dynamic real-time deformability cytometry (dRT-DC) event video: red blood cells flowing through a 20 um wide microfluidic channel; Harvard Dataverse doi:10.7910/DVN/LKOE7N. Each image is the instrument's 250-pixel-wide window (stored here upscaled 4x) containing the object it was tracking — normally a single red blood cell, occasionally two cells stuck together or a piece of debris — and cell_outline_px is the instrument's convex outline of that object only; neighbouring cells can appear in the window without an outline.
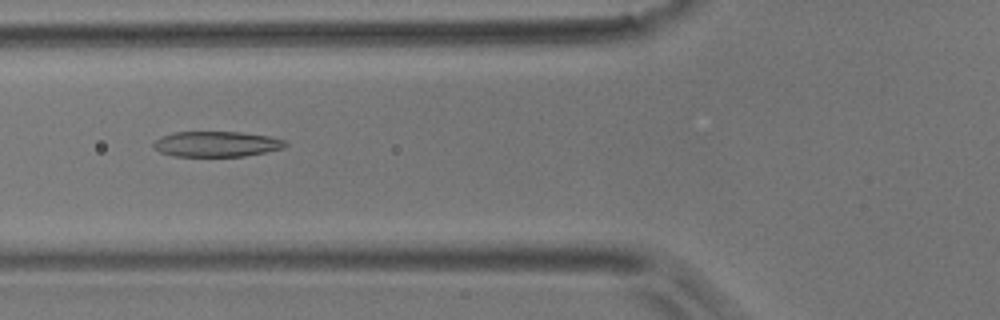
{"species": "common noctule bat (a hibernating species)", "species_latin": "Nyctalus noctula", "temperature_condition": "room temperature", "stored_images_in_passage": 48, "camera_frame_rate_fps": 3000, "um_per_image_px": 0.085, "animal": {"sex": "male", "body_mass_g": 17.9}, "frame": {"image": 1, "passage_image": 15, "time_ms": 4.667, "image_size_px": [1000, 320], "cell_outline_px": [[288, 144], [284, 148], [244, 156], [172, 156], [160, 152], [152, 148], [152, 144], [160, 136], [172, 132], [240, 132], [268, 136], [284, 140]], "centroid_in_image_um": [18.35, 12.24], "position_along_channel_um": 107.4, "area_um2": 19.59}}
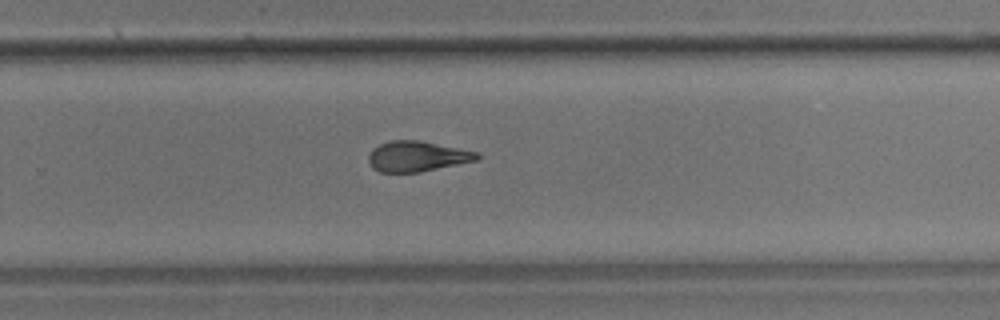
{"frame": {"image": 2, "passage_image": 30, "time_ms": 9.667, "image_size_px": [1000, 320], "cell_outline_px": [[480, 160], [420, 172], [380, 172], [372, 168], [368, 160], [368, 156], [372, 148], [388, 140], [420, 140], [476, 152], [480, 156]], "centroid_in_image_um": [35.43, 13.29], "position_along_channel_um": 294.4, "area_um2": 19.31}}
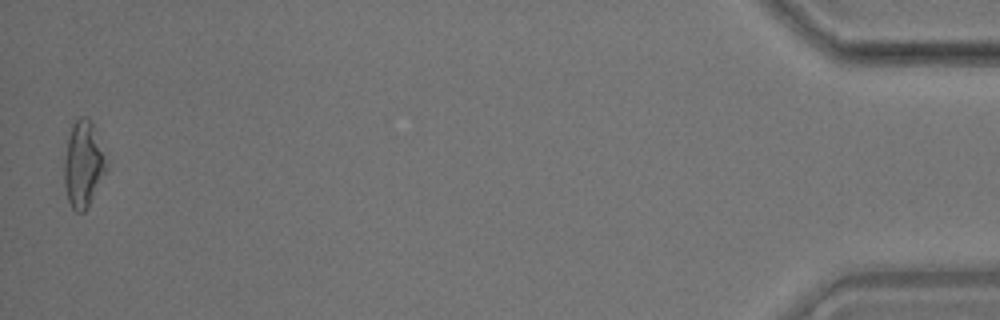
{"frame": {"image": 3, "passage_image": 48, "time_ms": 15.667, "image_size_px": [1000, 320], "cell_outline_px": [[108, 168], [88, 208], [84, 212], [76, 212], [72, 208], [68, 200], [64, 184], [64, 160], [68, 136], [72, 124], [80, 116], [88, 116], [92, 124], [104, 156]], "centroid_in_image_um": [7.06, 13.99], "position_along_channel_um": 428.1, "area_um2": 21.04}, "authors_computed_cell_mechanics": {"area_um2": 20.2011, "velocity_mm_per_s": 3.7314, "shape_relaxation_time_tau1_ms": 10.2618, "shape_relaxation_time_tau2_ms": 2.9461, "deformation_change_tau1": 0.2633, "deformation_change_tau2": 0.1242}}